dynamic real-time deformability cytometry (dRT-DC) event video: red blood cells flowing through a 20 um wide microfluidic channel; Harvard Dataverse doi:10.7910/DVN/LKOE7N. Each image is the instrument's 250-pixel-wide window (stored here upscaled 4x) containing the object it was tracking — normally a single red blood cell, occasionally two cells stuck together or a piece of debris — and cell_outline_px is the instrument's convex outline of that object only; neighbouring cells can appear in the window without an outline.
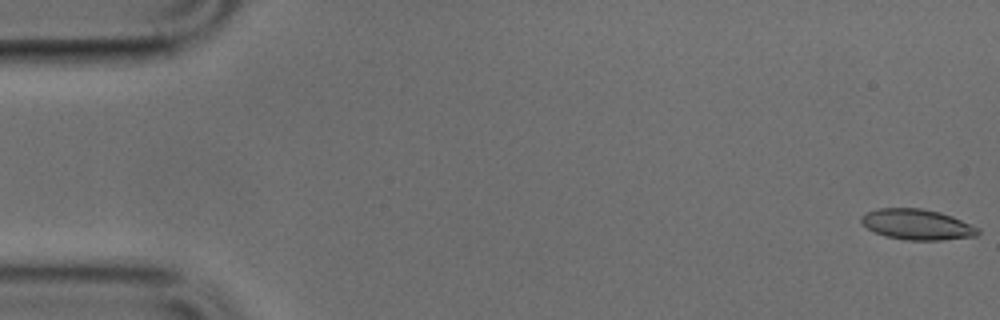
{"species": "common noctule bat (a hibernating species)", "species_latin": "Nyctalus noctula", "temperature_condition": "cold", "stored_images_in_passage": 34, "camera_frame_rate_fps": 3000, "um_per_image_px": 0.085, "animal": {"sex": "male", "body_mass_g": 17.9, "forearm_length_mm": 54.2}, "frame": {"image": 1, "passage_image": 1, "time_ms": 0.0, "image_size_px": [1000, 320], "cell_outline_px": [[980, 232], [976, 236], [940, 240], [904, 240], [884, 236], [868, 228], [860, 220], [860, 216], [868, 212], [880, 208], [920, 208], [940, 212], [952, 216], [980, 228]], "centroid_in_image_um": [77.97, 19.08], "position_along_channel_um": 7.0, "area_um2": 20.75}}
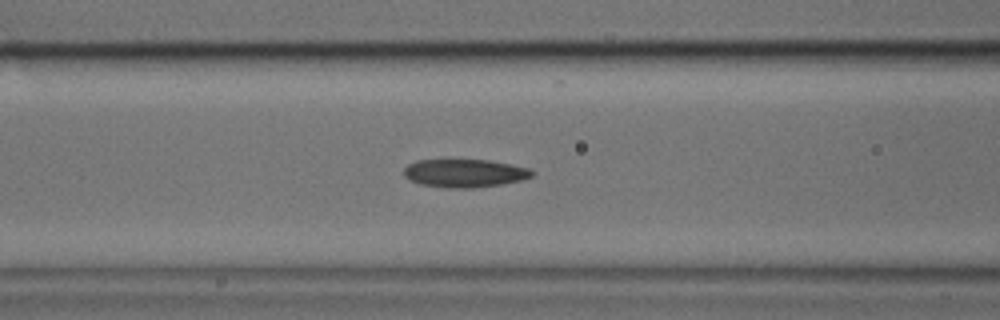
{"frame": {"image": 2, "passage_image": 20, "time_ms": 6.333, "image_size_px": [1000, 320], "cell_outline_px": [[536, 172], [532, 176], [520, 180], [504, 184], [472, 188], [444, 188], [420, 184], [408, 180], [404, 176], [404, 168], [408, 164], [416, 160], [488, 160], [512, 164], [528, 168]], "centroid_in_image_um": [39.48, 14.73], "position_along_channel_um": 127.1, "area_um2": 21.21}}
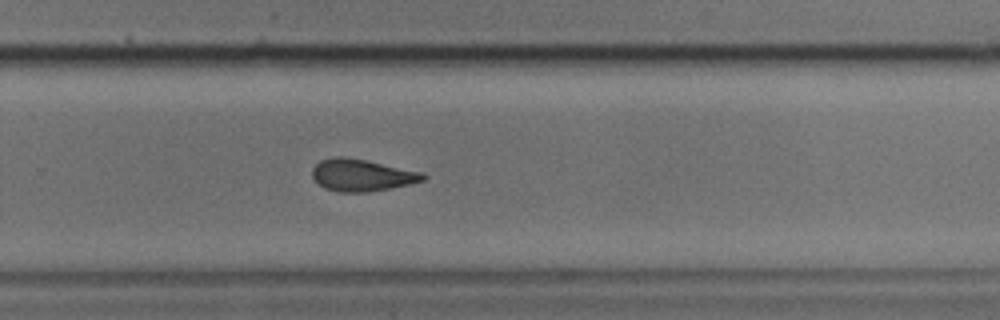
{"frame": {"image": 3, "passage_image": 33, "time_ms": 10.667, "image_size_px": [1000, 320], "cell_outline_px": [[428, 176], [424, 180], [392, 188], [368, 192], [340, 192], [324, 188], [312, 176], [312, 168], [320, 160], [336, 156], [344, 156], [368, 160], [424, 172]], "centroid_in_image_um": [30.78, 14.87], "position_along_channel_um": 299.0, "area_um2": 20.87}}